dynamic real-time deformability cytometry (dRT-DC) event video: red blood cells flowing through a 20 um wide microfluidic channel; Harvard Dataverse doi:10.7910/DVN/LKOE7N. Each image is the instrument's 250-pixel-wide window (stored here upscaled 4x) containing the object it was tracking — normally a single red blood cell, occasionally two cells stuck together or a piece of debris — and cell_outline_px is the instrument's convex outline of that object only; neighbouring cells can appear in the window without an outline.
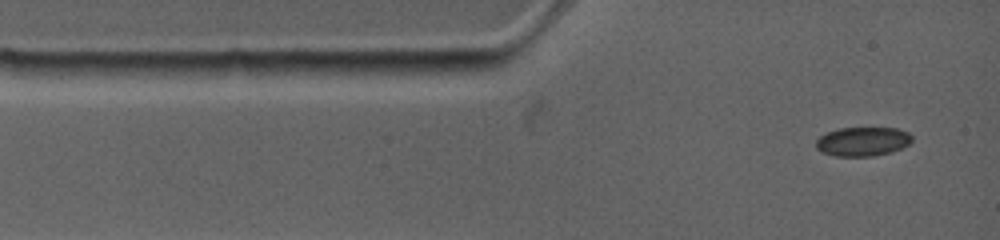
{"species": "common noctule bat (a hibernating species)", "species_latin": "Nyctalus noctula", "temperature_condition": "warm", "stored_images_in_passage": 9, "camera_frame_rate_fps": 4500, "um_per_image_px": 0.085, "animal": {"sex": "female", "body_mass_g": 19.0, "forearm_length_mm": 53.3}, "frame": {"image": 1, "passage_image": 1, "time_ms": 0.0, "image_size_px": [1000, 240], "cell_outline_px": [[912, 140], [908, 144], [892, 152], [872, 156], [836, 156], [824, 152], [816, 148], [816, 140], [820, 136], [828, 132], [844, 128], [896, 128], [908, 132], [912, 136]], "centroid_in_image_um": [73.34, 12.03], "position_along_channel_um": 11.7, "area_um2": 16.07}}
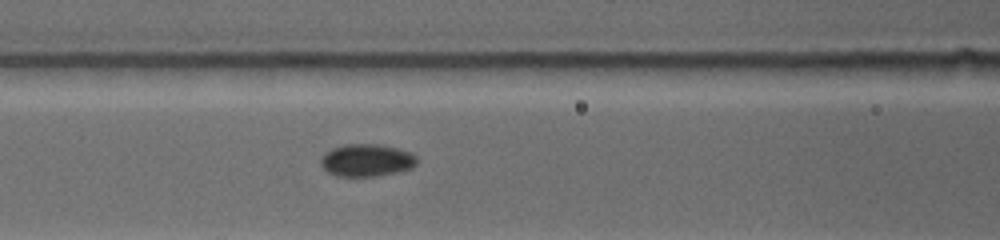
{"frame": {"image": 2, "passage_image": 6, "time_ms": 4.0, "image_size_px": [1000, 240], "cell_outline_px": [[416, 160], [408, 168], [396, 172], [380, 176], [336, 176], [328, 172], [324, 168], [324, 156], [328, 152], [336, 148], [356, 144], [368, 144], [392, 148], [404, 152], [412, 156]], "centroid_in_image_um": [31.12, 13.66], "position_along_channel_um": 135.5, "area_um2": 16.76}}
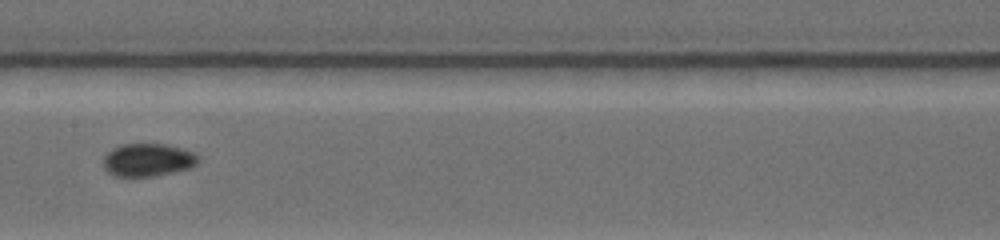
{"frame": {"image": 3, "passage_image": 8, "time_ms": 5.556, "image_size_px": [1000, 240], "cell_outline_px": [[196, 160], [188, 168], [156, 176], [112, 176], [108, 172], [104, 164], [104, 160], [116, 148], [128, 144], [156, 144], [176, 148], [188, 152], [196, 156]], "centroid_in_image_um": [12.51, 13.63], "position_along_channel_um": 194.9, "area_um2": 16.94}}